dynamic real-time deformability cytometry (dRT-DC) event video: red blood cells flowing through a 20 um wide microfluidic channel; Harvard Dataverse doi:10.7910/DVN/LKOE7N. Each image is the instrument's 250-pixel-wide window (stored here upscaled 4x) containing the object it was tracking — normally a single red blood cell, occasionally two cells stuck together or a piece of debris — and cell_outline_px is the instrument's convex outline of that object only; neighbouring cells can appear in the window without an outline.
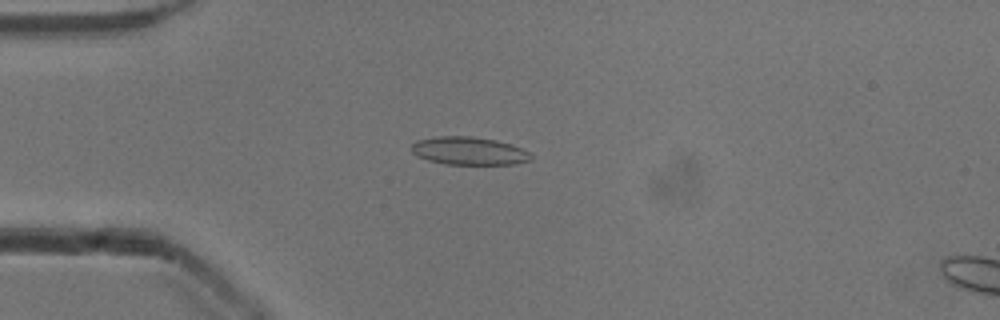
{"species": "common noctule bat (a hibernating species)", "species_latin": "Nyctalus noctula", "temperature_condition": "cold", "stored_images_in_passage": 52, "camera_frame_rate_fps": 3000, "um_per_image_px": 0.085, "animal": {"sex": "male", "body_mass_g": 13.3}, "frame": {"image": 1, "passage_image": 13, "time_ms": 4.0, "image_size_px": [1000, 320], "cell_outline_px": [[532, 160], [516, 164], [444, 164], [428, 160], [416, 156], [412, 152], [412, 144], [416, 140], [436, 136], [472, 136], [496, 140], [512, 144], [528, 152], [532, 156]], "centroid_in_image_um": [39.85, 12.82], "position_along_channel_um": 45.2, "area_um2": 19.59}}
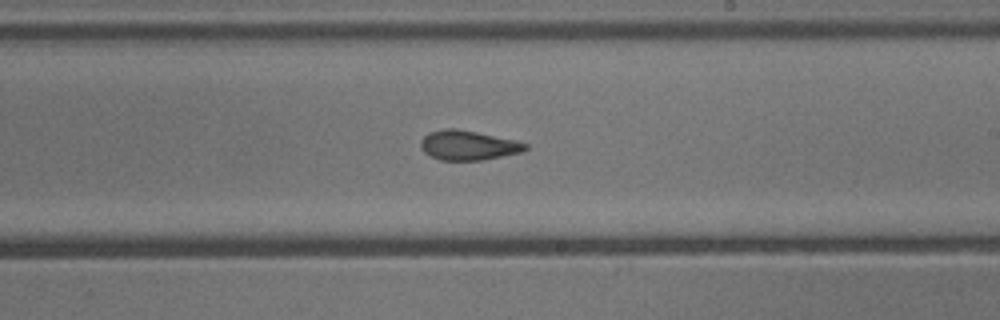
{"frame": {"image": 2, "passage_image": 30, "time_ms": 9.667, "image_size_px": [1000, 320], "cell_outline_px": [[528, 148], [524, 152], [484, 160], [440, 160], [424, 152], [420, 144], [420, 140], [428, 132], [444, 128], [456, 128], [516, 140], [528, 144]], "centroid_in_image_um": [39.82, 12.35], "position_along_channel_um": 249.2, "area_um2": 18.21}}
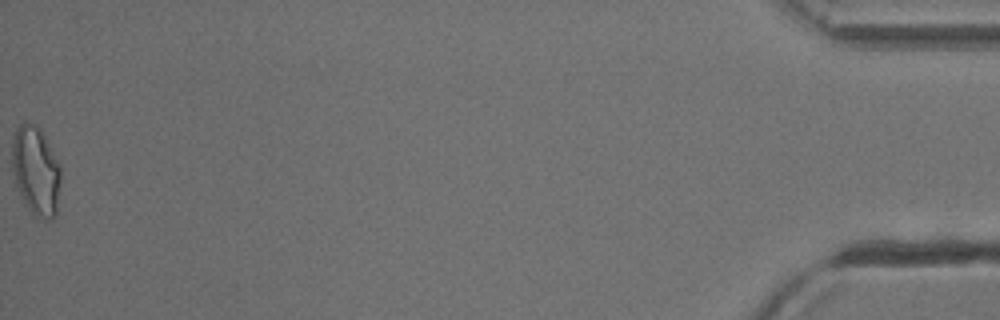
{"frame": {"image": 3, "passage_image": 52, "time_ms": 17.0, "image_size_px": [1000, 320], "cell_outline_px": [[60, 180], [56, 212], [52, 220], [44, 220], [36, 216], [28, 208], [16, 184], [12, 172], [12, 140], [16, 128], [24, 120], [36, 124], [40, 128], [60, 164]], "centroid_in_image_um": [3.04, 14.47], "position_along_channel_um": 432.2, "area_um2": 25.26}, "authors_computed_cell_mechanics": {"area_um2": 18.8717, "velocity_mm_per_s": 3.9211, "shape_relaxation_time_tau1_ms": 4.8067, "shape_relaxation_time_tau2_ms": 1.5163, "deformation_change_tau1": 0.1442, "deformation_change_tau2": 0.0873}}